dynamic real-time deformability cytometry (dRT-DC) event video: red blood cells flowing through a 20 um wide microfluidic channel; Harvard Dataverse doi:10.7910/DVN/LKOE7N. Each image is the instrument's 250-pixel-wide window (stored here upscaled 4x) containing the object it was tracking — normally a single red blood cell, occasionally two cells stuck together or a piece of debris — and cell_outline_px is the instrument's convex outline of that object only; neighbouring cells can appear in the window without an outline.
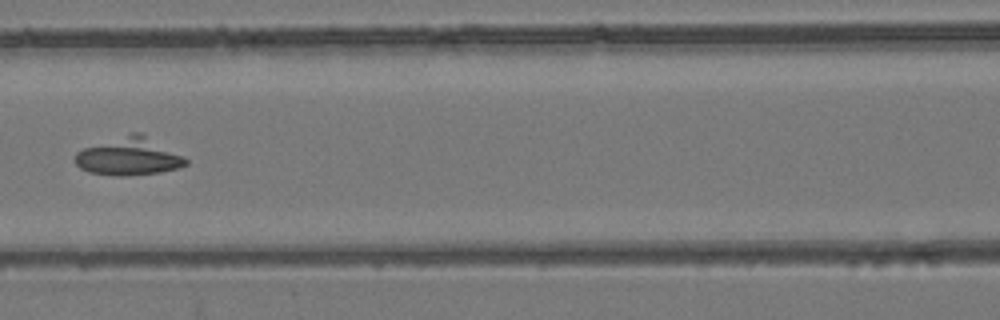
{"species": "common noctule bat (a hibernating species)", "species_latin": "Nyctalus noctula", "temperature_condition": "room temperature", "stored_images_in_passage": 4, "camera_frame_rate_fps": 3000, "um_per_image_px": 0.085, "animal": {"sex": "female", "body_mass_g": 24.6, "forearm_length_mm": 56.2}, "frame": {"image": 1, "passage_image": 4, "time_ms": 4.333, "image_size_px": [1000, 320], "cell_outline_px": [[188, 164], [180, 168], [160, 172], [124, 176], [116, 176], [88, 172], [80, 168], [76, 164], [76, 152], [84, 148], [132, 132], [140, 132], [184, 156], [188, 160]], "centroid_in_image_um": [10.99, 13.31], "position_along_channel_um": 155.6, "area_um2": 24.22}}